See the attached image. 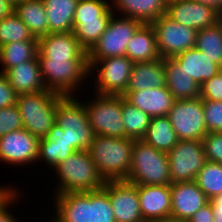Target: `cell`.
I'll return each mask as SVG.
<instances>
[{
  "instance_id": "1",
  "label": "cell",
  "mask_w": 222,
  "mask_h": 222,
  "mask_svg": "<svg viewBox=\"0 0 222 222\" xmlns=\"http://www.w3.org/2000/svg\"><path fill=\"white\" fill-rule=\"evenodd\" d=\"M52 170L57 183L52 195L99 190L105 183L88 150L73 152Z\"/></svg>"
},
{
  "instance_id": "2",
  "label": "cell",
  "mask_w": 222,
  "mask_h": 222,
  "mask_svg": "<svg viewBox=\"0 0 222 222\" xmlns=\"http://www.w3.org/2000/svg\"><path fill=\"white\" fill-rule=\"evenodd\" d=\"M134 139L95 135L89 154L104 181L126 180L131 168Z\"/></svg>"
},
{
  "instance_id": "3",
  "label": "cell",
  "mask_w": 222,
  "mask_h": 222,
  "mask_svg": "<svg viewBox=\"0 0 222 222\" xmlns=\"http://www.w3.org/2000/svg\"><path fill=\"white\" fill-rule=\"evenodd\" d=\"M38 61L46 89L63 96H77L80 85L85 86L90 80L88 59L38 58Z\"/></svg>"
},
{
  "instance_id": "4",
  "label": "cell",
  "mask_w": 222,
  "mask_h": 222,
  "mask_svg": "<svg viewBox=\"0 0 222 222\" xmlns=\"http://www.w3.org/2000/svg\"><path fill=\"white\" fill-rule=\"evenodd\" d=\"M63 97L49 89L17 95L23 128L38 139L44 138L55 125L57 104Z\"/></svg>"
},
{
  "instance_id": "5",
  "label": "cell",
  "mask_w": 222,
  "mask_h": 222,
  "mask_svg": "<svg viewBox=\"0 0 222 222\" xmlns=\"http://www.w3.org/2000/svg\"><path fill=\"white\" fill-rule=\"evenodd\" d=\"M125 181L135 185L171 184L167 153L155 149L143 139H134L131 168Z\"/></svg>"
},
{
  "instance_id": "6",
  "label": "cell",
  "mask_w": 222,
  "mask_h": 222,
  "mask_svg": "<svg viewBox=\"0 0 222 222\" xmlns=\"http://www.w3.org/2000/svg\"><path fill=\"white\" fill-rule=\"evenodd\" d=\"M83 100L86 99L80 100L78 95L64 96L56 110L55 123L63 129L64 140L75 151L88 150L95 136Z\"/></svg>"
},
{
  "instance_id": "7",
  "label": "cell",
  "mask_w": 222,
  "mask_h": 222,
  "mask_svg": "<svg viewBox=\"0 0 222 222\" xmlns=\"http://www.w3.org/2000/svg\"><path fill=\"white\" fill-rule=\"evenodd\" d=\"M95 95V96H94ZM92 99L83 102L88 122L95 135L125 138L122 122V95L94 93Z\"/></svg>"
},
{
  "instance_id": "8",
  "label": "cell",
  "mask_w": 222,
  "mask_h": 222,
  "mask_svg": "<svg viewBox=\"0 0 222 222\" xmlns=\"http://www.w3.org/2000/svg\"><path fill=\"white\" fill-rule=\"evenodd\" d=\"M142 23L113 13L106 31L87 52L88 65L104 58L126 56L128 42Z\"/></svg>"
},
{
  "instance_id": "9",
  "label": "cell",
  "mask_w": 222,
  "mask_h": 222,
  "mask_svg": "<svg viewBox=\"0 0 222 222\" xmlns=\"http://www.w3.org/2000/svg\"><path fill=\"white\" fill-rule=\"evenodd\" d=\"M134 62L127 56H117L94 61L89 66V78H93L94 93L124 95ZM93 74V75H92Z\"/></svg>"
},
{
  "instance_id": "10",
  "label": "cell",
  "mask_w": 222,
  "mask_h": 222,
  "mask_svg": "<svg viewBox=\"0 0 222 222\" xmlns=\"http://www.w3.org/2000/svg\"><path fill=\"white\" fill-rule=\"evenodd\" d=\"M171 183L195 181L207 162L202 141L178 140L167 153Z\"/></svg>"
},
{
  "instance_id": "11",
  "label": "cell",
  "mask_w": 222,
  "mask_h": 222,
  "mask_svg": "<svg viewBox=\"0 0 222 222\" xmlns=\"http://www.w3.org/2000/svg\"><path fill=\"white\" fill-rule=\"evenodd\" d=\"M171 125L178 140H199L208 133L203 114V100H175L169 111Z\"/></svg>"
},
{
  "instance_id": "12",
  "label": "cell",
  "mask_w": 222,
  "mask_h": 222,
  "mask_svg": "<svg viewBox=\"0 0 222 222\" xmlns=\"http://www.w3.org/2000/svg\"><path fill=\"white\" fill-rule=\"evenodd\" d=\"M154 29L161 58H172L195 48L197 30L173 21L166 14L150 23Z\"/></svg>"
},
{
  "instance_id": "13",
  "label": "cell",
  "mask_w": 222,
  "mask_h": 222,
  "mask_svg": "<svg viewBox=\"0 0 222 222\" xmlns=\"http://www.w3.org/2000/svg\"><path fill=\"white\" fill-rule=\"evenodd\" d=\"M38 148L39 139L24 128L9 132L0 137V163L14 167L37 165Z\"/></svg>"
},
{
  "instance_id": "14",
  "label": "cell",
  "mask_w": 222,
  "mask_h": 222,
  "mask_svg": "<svg viewBox=\"0 0 222 222\" xmlns=\"http://www.w3.org/2000/svg\"><path fill=\"white\" fill-rule=\"evenodd\" d=\"M116 222H144L140 212L137 185L125 180L105 181Z\"/></svg>"
},
{
  "instance_id": "15",
  "label": "cell",
  "mask_w": 222,
  "mask_h": 222,
  "mask_svg": "<svg viewBox=\"0 0 222 222\" xmlns=\"http://www.w3.org/2000/svg\"><path fill=\"white\" fill-rule=\"evenodd\" d=\"M170 189V218L173 220L186 222L195 212L209 202L195 181L171 183Z\"/></svg>"
},
{
  "instance_id": "16",
  "label": "cell",
  "mask_w": 222,
  "mask_h": 222,
  "mask_svg": "<svg viewBox=\"0 0 222 222\" xmlns=\"http://www.w3.org/2000/svg\"><path fill=\"white\" fill-rule=\"evenodd\" d=\"M216 11L193 0H177L167 4L166 15L173 21L195 30L216 24Z\"/></svg>"
},
{
  "instance_id": "17",
  "label": "cell",
  "mask_w": 222,
  "mask_h": 222,
  "mask_svg": "<svg viewBox=\"0 0 222 222\" xmlns=\"http://www.w3.org/2000/svg\"><path fill=\"white\" fill-rule=\"evenodd\" d=\"M56 222H91V191L52 195Z\"/></svg>"
},
{
  "instance_id": "18",
  "label": "cell",
  "mask_w": 222,
  "mask_h": 222,
  "mask_svg": "<svg viewBox=\"0 0 222 222\" xmlns=\"http://www.w3.org/2000/svg\"><path fill=\"white\" fill-rule=\"evenodd\" d=\"M140 212L144 222L170 218L171 189L168 185H137Z\"/></svg>"
},
{
  "instance_id": "19",
  "label": "cell",
  "mask_w": 222,
  "mask_h": 222,
  "mask_svg": "<svg viewBox=\"0 0 222 222\" xmlns=\"http://www.w3.org/2000/svg\"><path fill=\"white\" fill-rule=\"evenodd\" d=\"M38 58L88 59L73 32L49 33L38 38Z\"/></svg>"
},
{
  "instance_id": "20",
  "label": "cell",
  "mask_w": 222,
  "mask_h": 222,
  "mask_svg": "<svg viewBox=\"0 0 222 222\" xmlns=\"http://www.w3.org/2000/svg\"><path fill=\"white\" fill-rule=\"evenodd\" d=\"M124 98L150 117L168 116L175 102L174 96L166 87L146 90L126 91Z\"/></svg>"
},
{
  "instance_id": "21",
  "label": "cell",
  "mask_w": 222,
  "mask_h": 222,
  "mask_svg": "<svg viewBox=\"0 0 222 222\" xmlns=\"http://www.w3.org/2000/svg\"><path fill=\"white\" fill-rule=\"evenodd\" d=\"M114 14L151 23L167 12L165 0H110ZM119 13V14H118Z\"/></svg>"
},
{
  "instance_id": "22",
  "label": "cell",
  "mask_w": 222,
  "mask_h": 222,
  "mask_svg": "<svg viewBox=\"0 0 222 222\" xmlns=\"http://www.w3.org/2000/svg\"><path fill=\"white\" fill-rule=\"evenodd\" d=\"M17 95L47 90L41 75L38 57L23 62L4 72Z\"/></svg>"
},
{
  "instance_id": "23",
  "label": "cell",
  "mask_w": 222,
  "mask_h": 222,
  "mask_svg": "<svg viewBox=\"0 0 222 222\" xmlns=\"http://www.w3.org/2000/svg\"><path fill=\"white\" fill-rule=\"evenodd\" d=\"M172 58L199 86L222 71L219 65L196 48L188 49Z\"/></svg>"
},
{
  "instance_id": "24",
  "label": "cell",
  "mask_w": 222,
  "mask_h": 222,
  "mask_svg": "<svg viewBox=\"0 0 222 222\" xmlns=\"http://www.w3.org/2000/svg\"><path fill=\"white\" fill-rule=\"evenodd\" d=\"M73 152L75 150L64 140L63 129L55 123L49 133L44 138L39 139L37 162L46 164L52 170Z\"/></svg>"
},
{
  "instance_id": "25",
  "label": "cell",
  "mask_w": 222,
  "mask_h": 222,
  "mask_svg": "<svg viewBox=\"0 0 222 222\" xmlns=\"http://www.w3.org/2000/svg\"><path fill=\"white\" fill-rule=\"evenodd\" d=\"M166 87L163 58L134 63L126 91Z\"/></svg>"
},
{
  "instance_id": "26",
  "label": "cell",
  "mask_w": 222,
  "mask_h": 222,
  "mask_svg": "<svg viewBox=\"0 0 222 222\" xmlns=\"http://www.w3.org/2000/svg\"><path fill=\"white\" fill-rule=\"evenodd\" d=\"M126 56L134 63L157 60L160 57L154 29L150 23H142L126 48Z\"/></svg>"
},
{
  "instance_id": "27",
  "label": "cell",
  "mask_w": 222,
  "mask_h": 222,
  "mask_svg": "<svg viewBox=\"0 0 222 222\" xmlns=\"http://www.w3.org/2000/svg\"><path fill=\"white\" fill-rule=\"evenodd\" d=\"M166 86L175 100L196 99L200 97V86L173 58H163Z\"/></svg>"
},
{
  "instance_id": "28",
  "label": "cell",
  "mask_w": 222,
  "mask_h": 222,
  "mask_svg": "<svg viewBox=\"0 0 222 222\" xmlns=\"http://www.w3.org/2000/svg\"><path fill=\"white\" fill-rule=\"evenodd\" d=\"M79 0H43L48 34L73 32L74 13Z\"/></svg>"
},
{
  "instance_id": "29",
  "label": "cell",
  "mask_w": 222,
  "mask_h": 222,
  "mask_svg": "<svg viewBox=\"0 0 222 222\" xmlns=\"http://www.w3.org/2000/svg\"><path fill=\"white\" fill-rule=\"evenodd\" d=\"M14 13L35 38L48 35V20L43 0H27L14 8Z\"/></svg>"
},
{
  "instance_id": "30",
  "label": "cell",
  "mask_w": 222,
  "mask_h": 222,
  "mask_svg": "<svg viewBox=\"0 0 222 222\" xmlns=\"http://www.w3.org/2000/svg\"><path fill=\"white\" fill-rule=\"evenodd\" d=\"M143 140L155 149L168 153L178 142L168 116L151 117Z\"/></svg>"
},
{
  "instance_id": "31",
  "label": "cell",
  "mask_w": 222,
  "mask_h": 222,
  "mask_svg": "<svg viewBox=\"0 0 222 222\" xmlns=\"http://www.w3.org/2000/svg\"><path fill=\"white\" fill-rule=\"evenodd\" d=\"M113 15L111 6L98 18L73 23V33L80 45L88 52L106 31Z\"/></svg>"
},
{
  "instance_id": "32",
  "label": "cell",
  "mask_w": 222,
  "mask_h": 222,
  "mask_svg": "<svg viewBox=\"0 0 222 222\" xmlns=\"http://www.w3.org/2000/svg\"><path fill=\"white\" fill-rule=\"evenodd\" d=\"M38 53V41H19L8 43L0 47V72L17 66L23 62L33 60Z\"/></svg>"
},
{
  "instance_id": "33",
  "label": "cell",
  "mask_w": 222,
  "mask_h": 222,
  "mask_svg": "<svg viewBox=\"0 0 222 222\" xmlns=\"http://www.w3.org/2000/svg\"><path fill=\"white\" fill-rule=\"evenodd\" d=\"M151 117L128 102L122 95V122L125 138L143 139L147 134Z\"/></svg>"
},
{
  "instance_id": "34",
  "label": "cell",
  "mask_w": 222,
  "mask_h": 222,
  "mask_svg": "<svg viewBox=\"0 0 222 222\" xmlns=\"http://www.w3.org/2000/svg\"><path fill=\"white\" fill-rule=\"evenodd\" d=\"M195 48L222 68V33L216 24L197 31Z\"/></svg>"
},
{
  "instance_id": "35",
  "label": "cell",
  "mask_w": 222,
  "mask_h": 222,
  "mask_svg": "<svg viewBox=\"0 0 222 222\" xmlns=\"http://www.w3.org/2000/svg\"><path fill=\"white\" fill-rule=\"evenodd\" d=\"M198 187L209 199L222 193V163L207 161L195 178Z\"/></svg>"
},
{
  "instance_id": "36",
  "label": "cell",
  "mask_w": 222,
  "mask_h": 222,
  "mask_svg": "<svg viewBox=\"0 0 222 222\" xmlns=\"http://www.w3.org/2000/svg\"><path fill=\"white\" fill-rule=\"evenodd\" d=\"M19 41H38L29 28L13 12L10 16L0 20V47L2 45Z\"/></svg>"
},
{
  "instance_id": "37",
  "label": "cell",
  "mask_w": 222,
  "mask_h": 222,
  "mask_svg": "<svg viewBox=\"0 0 222 222\" xmlns=\"http://www.w3.org/2000/svg\"><path fill=\"white\" fill-rule=\"evenodd\" d=\"M91 222H116L109 195L104 188L91 191Z\"/></svg>"
},
{
  "instance_id": "38",
  "label": "cell",
  "mask_w": 222,
  "mask_h": 222,
  "mask_svg": "<svg viewBox=\"0 0 222 222\" xmlns=\"http://www.w3.org/2000/svg\"><path fill=\"white\" fill-rule=\"evenodd\" d=\"M110 7L109 0H79L73 23H82V20L98 19Z\"/></svg>"
},
{
  "instance_id": "39",
  "label": "cell",
  "mask_w": 222,
  "mask_h": 222,
  "mask_svg": "<svg viewBox=\"0 0 222 222\" xmlns=\"http://www.w3.org/2000/svg\"><path fill=\"white\" fill-rule=\"evenodd\" d=\"M203 114L208 133L222 132V101L203 100Z\"/></svg>"
},
{
  "instance_id": "40",
  "label": "cell",
  "mask_w": 222,
  "mask_h": 222,
  "mask_svg": "<svg viewBox=\"0 0 222 222\" xmlns=\"http://www.w3.org/2000/svg\"><path fill=\"white\" fill-rule=\"evenodd\" d=\"M23 128L17 105L0 109V137Z\"/></svg>"
},
{
  "instance_id": "41",
  "label": "cell",
  "mask_w": 222,
  "mask_h": 222,
  "mask_svg": "<svg viewBox=\"0 0 222 222\" xmlns=\"http://www.w3.org/2000/svg\"><path fill=\"white\" fill-rule=\"evenodd\" d=\"M201 141L207 161L222 163V132L207 133Z\"/></svg>"
},
{
  "instance_id": "42",
  "label": "cell",
  "mask_w": 222,
  "mask_h": 222,
  "mask_svg": "<svg viewBox=\"0 0 222 222\" xmlns=\"http://www.w3.org/2000/svg\"><path fill=\"white\" fill-rule=\"evenodd\" d=\"M202 100L222 101V71L200 86Z\"/></svg>"
},
{
  "instance_id": "43",
  "label": "cell",
  "mask_w": 222,
  "mask_h": 222,
  "mask_svg": "<svg viewBox=\"0 0 222 222\" xmlns=\"http://www.w3.org/2000/svg\"><path fill=\"white\" fill-rule=\"evenodd\" d=\"M18 188H14L1 202H0V222H18L20 221L18 216L12 212V206L16 205L21 200L22 191H18ZM20 194V195H19ZM11 206V207H10ZM18 218V219H17ZM23 222V221H21Z\"/></svg>"
},
{
  "instance_id": "44",
  "label": "cell",
  "mask_w": 222,
  "mask_h": 222,
  "mask_svg": "<svg viewBox=\"0 0 222 222\" xmlns=\"http://www.w3.org/2000/svg\"><path fill=\"white\" fill-rule=\"evenodd\" d=\"M17 94L11 87L6 75L0 72V109L16 104Z\"/></svg>"
},
{
  "instance_id": "45",
  "label": "cell",
  "mask_w": 222,
  "mask_h": 222,
  "mask_svg": "<svg viewBox=\"0 0 222 222\" xmlns=\"http://www.w3.org/2000/svg\"><path fill=\"white\" fill-rule=\"evenodd\" d=\"M211 204L208 202L194 213L186 222H214Z\"/></svg>"
},
{
  "instance_id": "46",
  "label": "cell",
  "mask_w": 222,
  "mask_h": 222,
  "mask_svg": "<svg viewBox=\"0 0 222 222\" xmlns=\"http://www.w3.org/2000/svg\"><path fill=\"white\" fill-rule=\"evenodd\" d=\"M14 12V8L7 0H0V20L10 16Z\"/></svg>"
},
{
  "instance_id": "47",
  "label": "cell",
  "mask_w": 222,
  "mask_h": 222,
  "mask_svg": "<svg viewBox=\"0 0 222 222\" xmlns=\"http://www.w3.org/2000/svg\"><path fill=\"white\" fill-rule=\"evenodd\" d=\"M193 1L212 7L216 12L222 10V0H193Z\"/></svg>"
},
{
  "instance_id": "48",
  "label": "cell",
  "mask_w": 222,
  "mask_h": 222,
  "mask_svg": "<svg viewBox=\"0 0 222 222\" xmlns=\"http://www.w3.org/2000/svg\"><path fill=\"white\" fill-rule=\"evenodd\" d=\"M211 208H222V193L209 199Z\"/></svg>"
},
{
  "instance_id": "49",
  "label": "cell",
  "mask_w": 222,
  "mask_h": 222,
  "mask_svg": "<svg viewBox=\"0 0 222 222\" xmlns=\"http://www.w3.org/2000/svg\"><path fill=\"white\" fill-rule=\"evenodd\" d=\"M13 186L14 185H0V202L15 188Z\"/></svg>"
},
{
  "instance_id": "50",
  "label": "cell",
  "mask_w": 222,
  "mask_h": 222,
  "mask_svg": "<svg viewBox=\"0 0 222 222\" xmlns=\"http://www.w3.org/2000/svg\"><path fill=\"white\" fill-rule=\"evenodd\" d=\"M214 222H222V208H212Z\"/></svg>"
},
{
  "instance_id": "51",
  "label": "cell",
  "mask_w": 222,
  "mask_h": 222,
  "mask_svg": "<svg viewBox=\"0 0 222 222\" xmlns=\"http://www.w3.org/2000/svg\"><path fill=\"white\" fill-rule=\"evenodd\" d=\"M216 25L219 27L222 33V10L217 11L216 13Z\"/></svg>"
},
{
  "instance_id": "52",
  "label": "cell",
  "mask_w": 222,
  "mask_h": 222,
  "mask_svg": "<svg viewBox=\"0 0 222 222\" xmlns=\"http://www.w3.org/2000/svg\"><path fill=\"white\" fill-rule=\"evenodd\" d=\"M146 222H185V221H176V220H173L172 218H166V219H158V220H149Z\"/></svg>"
},
{
  "instance_id": "53",
  "label": "cell",
  "mask_w": 222,
  "mask_h": 222,
  "mask_svg": "<svg viewBox=\"0 0 222 222\" xmlns=\"http://www.w3.org/2000/svg\"><path fill=\"white\" fill-rule=\"evenodd\" d=\"M7 1L12 5L13 8H15L17 5L27 0H7Z\"/></svg>"
},
{
  "instance_id": "54",
  "label": "cell",
  "mask_w": 222,
  "mask_h": 222,
  "mask_svg": "<svg viewBox=\"0 0 222 222\" xmlns=\"http://www.w3.org/2000/svg\"><path fill=\"white\" fill-rule=\"evenodd\" d=\"M165 1H166V3L168 4V3H170V2L177 1V0H165Z\"/></svg>"
},
{
  "instance_id": "55",
  "label": "cell",
  "mask_w": 222,
  "mask_h": 222,
  "mask_svg": "<svg viewBox=\"0 0 222 222\" xmlns=\"http://www.w3.org/2000/svg\"><path fill=\"white\" fill-rule=\"evenodd\" d=\"M48 222H56V221L51 217Z\"/></svg>"
}]
</instances>
